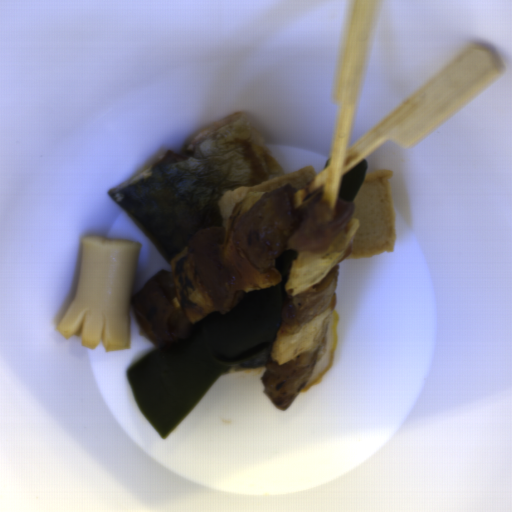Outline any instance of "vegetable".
Returning a JSON list of instances; mask_svg holds the SVG:
<instances>
[{
    "label": "vegetable",
    "instance_id": "vegetable-1",
    "mask_svg": "<svg viewBox=\"0 0 512 512\" xmlns=\"http://www.w3.org/2000/svg\"><path fill=\"white\" fill-rule=\"evenodd\" d=\"M358 219L352 217L349 225L340 232L324 252L298 251L289 266L284 295L294 296L312 287L326 277L349 253Z\"/></svg>",
    "mask_w": 512,
    "mask_h": 512
},
{
    "label": "vegetable",
    "instance_id": "vegetable-2",
    "mask_svg": "<svg viewBox=\"0 0 512 512\" xmlns=\"http://www.w3.org/2000/svg\"><path fill=\"white\" fill-rule=\"evenodd\" d=\"M167 271L180 305L193 327L205 316L215 313L212 294L200 279L186 244Z\"/></svg>",
    "mask_w": 512,
    "mask_h": 512
},
{
    "label": "vegetable",
    "instance_id": "vegetable-3",
    "mask_svg": "<svg viewBox=\"0 0 512 512\" xmlns=\"http://www.w3.org/2000/svg\"><path fill=\"white\" fill-rule=\"evenodd\" d=\"M333 309L335 305L319 312L296 334L283 335L274 339L269 358L277 365H282L302 352L323 347Z\"/></svg>",
    "mask_w": 512,
    "mask_h": 512
}]
</instances>
